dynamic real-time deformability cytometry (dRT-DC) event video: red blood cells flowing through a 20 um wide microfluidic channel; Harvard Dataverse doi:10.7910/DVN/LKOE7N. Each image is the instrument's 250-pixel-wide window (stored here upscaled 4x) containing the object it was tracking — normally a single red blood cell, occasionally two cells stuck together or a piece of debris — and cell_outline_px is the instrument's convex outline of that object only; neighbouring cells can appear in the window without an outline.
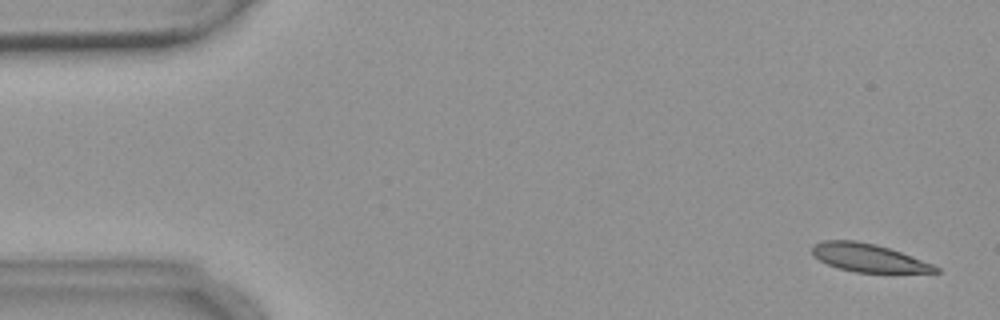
{"species": "common noctule bat (a hibernating species)", "species_latin": "Nyctalus noctula", "temperature_condition": "warm", "stored_images_in_passage": 5, "camera_frame_rate_fps": 3000, "um_per_image_px": 0.085, "animal": {"sex": "female", "body_mass_g": 18.4}, "frame": {"image": 1, "passage_image": 1, "time_ms": 0.0, "image_size_px": [1000, 320], "cell_outline_px": [[940, 272], [856, 272], [840, 268], [828, 264], [812, 256], [812, 244], [824, 240], [856, 240], [876, 244], [900, 252], [932, 264], [940, 268]], "centroid_in_image_um": [73.76, 21.89], "position_along_channel_um": 11.2, "area_um2": 19.94}}
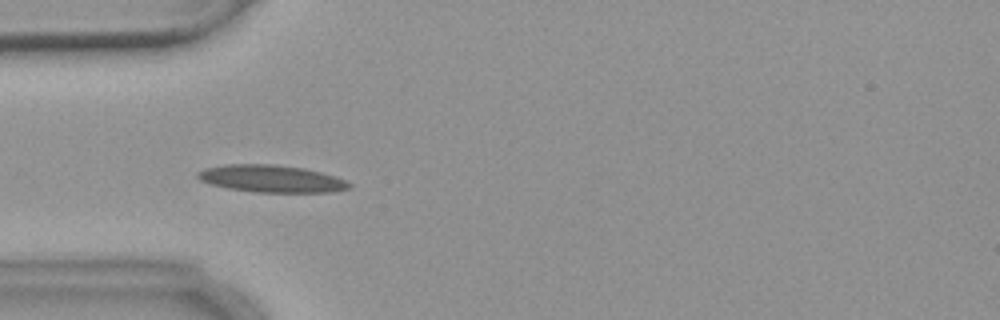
{"frame": {"image": 2, "passage_image": 5, "time_ms": 4.667, "image_size_px": [1000, 320], "cell_outline_px": [[352, 188], [332, 192], [256, 192], [228, 188], [212, 184], [200, 180], [196, 176], [196, 172], [204, 168], [228, 164], [272, 164], [304, 168], [336, 176], [352, 184]], "centroid_in_image_um": [23.08, 15.19], "position_along_channel_um": 61.9, "area_um2": 24.04}}